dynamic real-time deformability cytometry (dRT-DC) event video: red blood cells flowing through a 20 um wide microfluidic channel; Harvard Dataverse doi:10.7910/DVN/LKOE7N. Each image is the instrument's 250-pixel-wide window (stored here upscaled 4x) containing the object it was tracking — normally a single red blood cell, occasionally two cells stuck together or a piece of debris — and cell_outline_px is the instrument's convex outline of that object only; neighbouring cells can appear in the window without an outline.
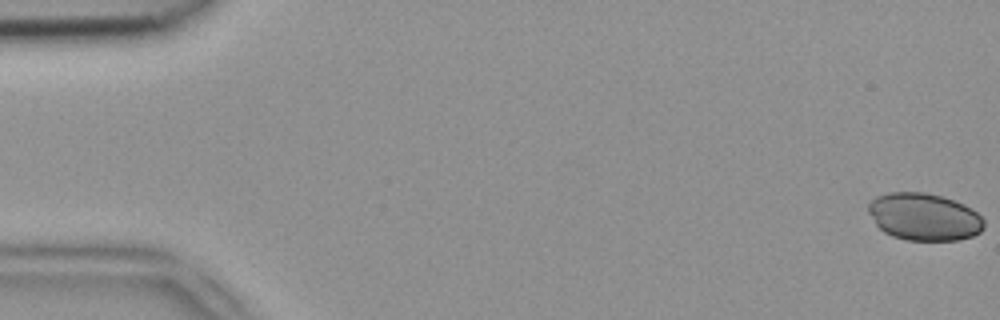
{"species": "common noctule bat (a hibernating species)", "species_latin": "Nyctalus noctula", "temperature_condition": "room temperature", "stored_images_in_passage": 15, "camera_frame_rate_fps": 3000, "um_per_image_px": 0.085, "animal": {"sex": "female", "body_mass_g": 18.4}, "frame": {"image": 1, "passage_image": 1, "time_ms": 0.0, "image_size_px": [1000, 320], "cell_outline_px": [[984, 228], [980, 232], [972, 236], [960, 240], [908, 240], [892, 236], [884, 232], [876, 224], [868, 212], [868, 204], [876, 196], [888, 192], [924, 192], [940, 196], [964, 204], [972, 208], [984, 220]], "centroid_in_image_um": [78.55, 18.43], "position_along_channel_um": 6.5, "area_um2": 31.91}}